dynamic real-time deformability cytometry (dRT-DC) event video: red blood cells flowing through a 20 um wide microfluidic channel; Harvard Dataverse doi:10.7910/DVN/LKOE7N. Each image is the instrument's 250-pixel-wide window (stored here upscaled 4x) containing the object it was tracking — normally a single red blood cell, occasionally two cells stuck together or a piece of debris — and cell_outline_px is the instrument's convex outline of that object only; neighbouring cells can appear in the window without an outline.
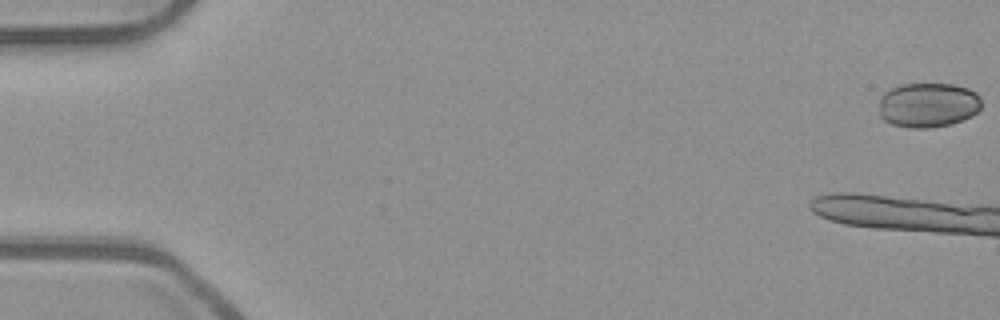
{"species": "common noctule bat (a hibernating species)", "species_latin": "Nyctalus noctula", "temperature_condition": "room temperature", "stored_images_in_passage": 13, "camera_frame_rate_fps": 3000, "um_per_image_px": 0.085, "animal": {"sex": "male", "body_mass_g": 23.1, "forearm_length_mm": 52.7}, "frame": {"image": 1, "passage_image": 1, "time_ms": 0.0, "image_size_px": [1000, 320], "cell_outline_px": [[980, 108], [972, 116], [964, 120], [952, 124], [928, 128], [908, 128], [892, 124], [884, 120], [880, 116], [880, 96], [884, 92], [900, 84], [952, 84], [968, 88], [976, 92], [980, 96]], "centroid_in_image_um": [78.89, 8.93], "position_along_channel_um": 6.1, "area_um2": 26.93}}